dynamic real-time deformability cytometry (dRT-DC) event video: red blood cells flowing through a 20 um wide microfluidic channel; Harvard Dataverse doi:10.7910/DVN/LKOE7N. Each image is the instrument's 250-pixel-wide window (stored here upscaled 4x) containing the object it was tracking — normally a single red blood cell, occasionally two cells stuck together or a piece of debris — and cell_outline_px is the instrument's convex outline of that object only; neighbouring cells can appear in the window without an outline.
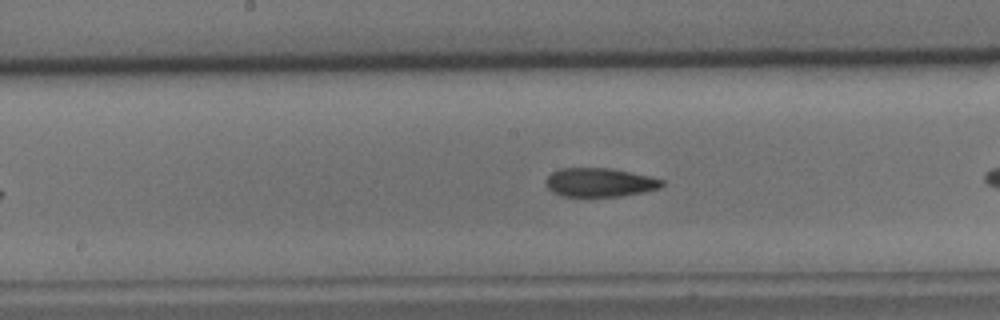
{"species": "common noctule bat (a hibernating species)", "species_latin": "Nyctalus noctula", "temperature_condition": "cold", "stored_images_in_passage": 15, "camera_frame_rate_fps": 3000, "um_per_image_px": 0.085, "animal": {"sex": "male", "body_mass_g": 15.6}, "frame": {"image": 1, "passage_image": 13, "time_ms": 4.0, "image_size_px": [1000, 320], "cell_outline_px": [[664, 184], [660, 188], [644, 192], [620, 196], [564, 196], [552, 192], [548, 188], [544, 180], [552, 172], [560, 168], [612, 168], [648, 176], [664, 180]], "centroid_in_image_um": [50.96, 15.5], "position_along_channel_um": 197.2, "area_um2": 19.48}}